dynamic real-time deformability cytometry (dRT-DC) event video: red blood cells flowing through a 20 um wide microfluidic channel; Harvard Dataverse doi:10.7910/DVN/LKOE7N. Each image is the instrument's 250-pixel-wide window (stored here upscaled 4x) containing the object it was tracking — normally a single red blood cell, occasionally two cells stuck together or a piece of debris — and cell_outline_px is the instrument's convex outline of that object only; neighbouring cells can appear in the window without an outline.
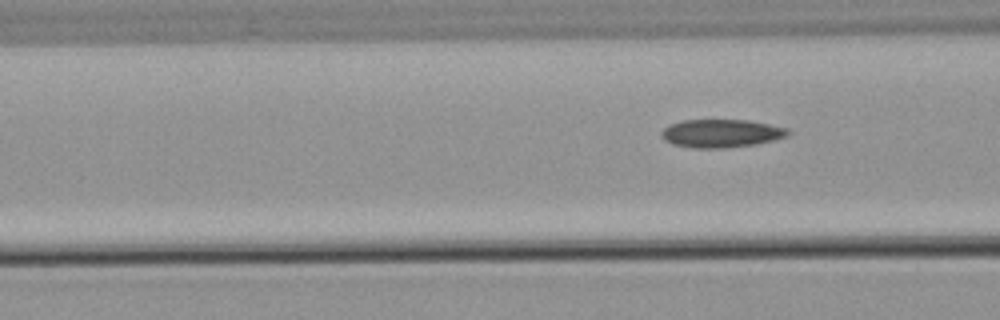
{"species": "common noctule bat (a hibernating species)", "species_latin": "Nyctalus noctula", "temperature_condition": "warm", "stored_images_in_passage": 6, "camera_frame_rate_fps": 3000, "um_per_image_px": 0.085, "animal": {"sex": "male", "body_mass_g": 21.5, "forearm_length_mm": 52.0}, "frame": {"image": 1, "passage_image": 6, "time_ms": 6.0, "image_size_px": [1000, 320], "cell_outline_px": [[792, 132], [788, 136], [776, 140], [756, 144], [724, 148], [692, 148], [672, 144], [664, 140], [660, 136], [660, 132], [668, 124], [684, 120], [748, 120], [788, 128]], "centroid_in_image_um": [61.3, 11.34], "position_along_channel_um": 105.3, "area_um2": 21.04}}